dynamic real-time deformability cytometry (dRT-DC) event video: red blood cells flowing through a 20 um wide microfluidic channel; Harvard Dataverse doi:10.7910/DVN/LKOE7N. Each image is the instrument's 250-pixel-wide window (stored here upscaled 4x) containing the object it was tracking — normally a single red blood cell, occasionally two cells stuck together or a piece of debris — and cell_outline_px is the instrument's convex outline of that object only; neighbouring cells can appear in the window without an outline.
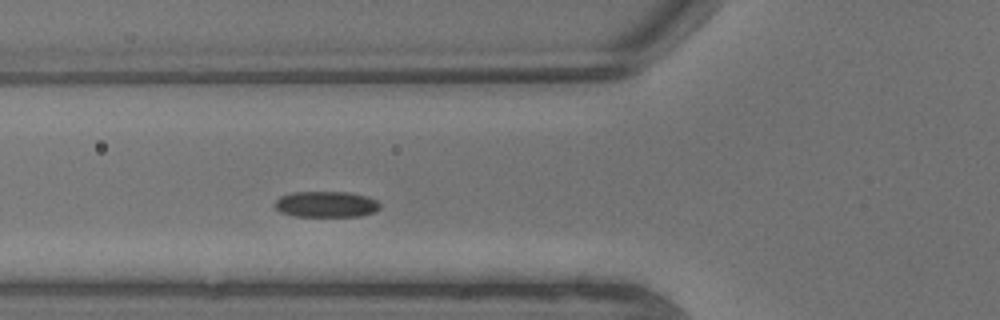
{"species": "common noctule bat (a hibernating species)", "species_latin": "Nyctalus noctula", "temperature_condition": "warm", "stored_images_in_passage": 5, "camera_frame_rate_fps": 3000, "um_per_image_px": 0.085, "animal": {"sex": "male", "body_mass_g": 13.3}, "frame": {"image": 1, "passage_image": 5, "time_ms": 1.333, "image_size_px": [1000, 320], "cell_outline_px": [[380, 208], [376, 212], [360, 216], [296, 216], [280, 212], [272, 204], [280, 196], [292, 192], [348, 192], [368, 196], [376, 200], [380, 204]], "centroid_in_image_um": [27.72, 17.36], "position_along_channel_um": 98.1, "area_um2": 16.07}}